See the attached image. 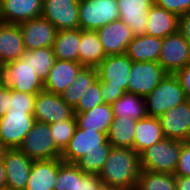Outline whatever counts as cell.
<instances>
[{"label":"cell","mask_w":190,"mask_h":190,"mask_svg":"<svg viewBox=\"0 0 190 190\" xmlns=\"http://www.w3.org/2000/svg\"><path fill=\"white\" fill-rule=\"evenodd\" d=\"M33 162L18 148L6 149L3 156L6 187L11 190H25Z\"/></svg>","instance_id":"cell-15"},{"label":"cell","mask_w":190,"mask_h":190,"mask_svg":"<svg viewBox=\"0 0 190 190\" xmlns=\"http://www.w3.org/2000/svg\"><path fill=\"white\" fill-rule=\"evenodd\" d=\"M136 124L133 118H114L107 140L113 147L133 149Z\"/></svg>","instance_id":"cell-30"},{"label":"cell","mask_w":190,"mask_h":190,"mask_svg":"<svg viewBox=\"0 0 190 190\" xmlns=\"http://www.w3.org/2000/svg\"><path fill=\"white\" fill-rule=\"evenodd\" d=\"M185 100L187 97L178 78L168 73L157 87L144 97L147 116L160 117Z\"/></svg>","instance_id":"cell-3"},{"label":"cell","mask_w":190,"mask_h":190,"mask_svg":"<svg viewBox=\"0 0 190 190\" xmlns=\"http://www.w3.org/2000/svg\"><path fill=\"white\" fill-rule=\"evenodd\" d=\"M140 172V155L134 149L112 147L99 176L104 187L135 190Z\"/></svg>","instance_id":"cell-1"},{"label":"cell","mask_w":190,"mask_h":190,"mask_svg":"<svg viewBox=\"0 0 190 190\" xmlns=\"http://www.w3.org/2000/svg\"><path fill=\"white\" fill-rule=\"evenodd\" d=\"M181 147L182 141L164 138L140 154L141 170L174 174Z\"/></svg>","instance_id":"cell-2"},{"label":"cell","mask_w":190,"mask_h":190,"mask_svg":"<svg viewBox=\"0 0 190 190\" xmlns=\"http://www.w3.org/2000/svg\"><path fill=\"white\" fill-rule=\"evenodd\" d=\"M34 113L7 112L0 118V141L7 149L18 148L36 122Z\"/></svg>","instance_id":"cell-9"},{"label":"cell","mask_w":190,"mask_h":190,"mask_svg":"<svg viewBox=\"0 0 190 190\" xmlns=\"http://www.w3.org/2000/svg\"><path fill=\"white\" fill-rule=\"evenodd\" d=\"M159 119L165 138L185 142L190 135V99L167 110Z\"/></svg>","instance_id":"cell-17"},{"label":"cell","mask_w":190,"mask_h":190,"mask_svg":"<svg viewBox=\"0 0 190 190\" xmlns=\"http://www.w3.org/2000/svg\"><path fill=\"white\" fill-rule=\"evenodd\" d=\"M106 57L96 31L81 29L79 63L85 67L96 68Z\"/></svg>","instance_id":"cell-28"},{"label":"cell","mask_w":190,"mask_h":190,"mask_svg":"<svg viewBox=\"0 0 190 190\" xmlns=\"http://www.w3.org/2000/svg\"><path fill=\"white\" fill-rule=\"evenodd\" d=\"M132 63L126 54L107 56L96 67L101 87L120 88L128 92Z\"/></svg>","instance_id":"cell-10"},{"label":"cell","mask_w":190,"mask_h":190,"mask_svg":"<svg viewBox=\"0 0 190 190\" xmlns=\"http://www.w3.org/2000/svg\"><path fill=\"white\" fill-rule=\"evenodd\" d=\"M164 138L159 117L146 116L137 120L133 149L140 155Z\"/></svg>","instance_id":"cell-26"},{"label":"cell","mask_w":190,"mask_h":190,"mask_svg":"<svg viewBox=\"0 0 190 190\" xmlns=\"http://www.w3.org/2000/svg\"><path fill=\"white\" fill-rule=\"evenodd\" d=\"M176 190H190V177L176 176Z\"/></svg>","instance_id":"cell-45"},{"label":"cell","mask_w":190,"mask_h":190,"mask_svg":"<svg viewBox=\"0 0 190 190\" xmlns=\"http://www.w3.org/2000/svg\"><path fill=\"white\" fill-rule=\"evenodd\" d=\"M54 138L56 148L62 153L72 138L76 128L77 121L75 116L61 122L49 124Z\"/></svg>","instance_id":"cell-35"},{"label":"cell","mask_w":190,"mask_h":190,"mask_svg":"<svg viewBox=\"0 0 190 190\" xmlns=\"http://www.w3.org/2000/svg\"><path fill=\"white\" fill-rule=\"evenodd\" d=\"M106 56L125 54L134 35L122 20L110 22L96 30Z\"/></svg>","instance_id":"cell-18"},{"label":"cell","mask_w":190,"mask_h":190,"mask_svg":"<svg viewBox=\"0 0 190 190\" xmlns=\"http://www.w3.org/2000/svg\"><path fill=\"white\" fill-rule=\"evenodd\" d=\"M25 50L53 47L58 29L47 19L39 17L18 24Z\"/></svg>","instance_id":"cell-16"},{"label":"cell","mask_w":190,"mask_h":190,"mask_svg":"<svg viewBox=\"0 0 190 190\" xmlns=\"http://www.w3.org/2000/svg\"><path fill=\"white\" fill-rule=\"evenodd\" d=\"M167 72L156 61H133L128 83V93L145 97L167 76Z\"/></svg>","instance_id":"cell-8"},{"label":"cell","mask_w":190,"mask_h":190,"mask_svg":"<svg viewBox=\"0 0 190 190\" xmlns=\"http://www.w3.org/2000/svg\"><path fill=\"white\" fill-rule=\"evenodd\" d=\"M83 67L79 62L56 59L44 81V90L61 95L76 80Z\"/></svg>","instance_id":"cell-21"},{"label":"cell","mask_w":190,"mask_h":190,"mask_svg":"<svg viewBox=\"0 0 190 190\" xmlns=\"http://www.w3.org/2000/svg\"><path fill=\"white\" fill-rule=\"evenodd\" d=\"M74 116L78 128L106 134L114 120L112 105L106 103L82 113H74Z\"/></svg>","instance_id":"cell-25"},{"label":"cell","mask_w":190,"mask_h":190,"mask_svg":"<svg viewBox=\"0 0 190 190\" xmlns=\"http://www.w3.org/2000/svg\"><path fill=\"white\" fill-rule=\"evenodd\" d=\"M114 118L142 119L147 116L144 97L125 92L112 104Z\"/></svg>","instance_id":"cell-33"},{"label":"cell","mask_w":190,"mask_h":190,"mask_svg":"<svg viewBox=\"0 0 190 190\" xmlns=\"http://www.w3.org/2000/svg\"><path fill=\"white\" fill-rule=\"evenodd\" d=\"M7 148L2 144V142L0 141V161L3 160V156H4V152Z\"/></svg>","instance_id":"cell-47"},{"label":"cell","mask_w":190,"mask_h":190,"mask_svg":"<svg viewBox=\"0 0 190 190\" xmlns=\"http://www.w3.org/2000/svg\"><path fill=\"white\" fill-rule=\"evenodd\" d=\"M125 92L120 88L101 87V94L103 102L106 104H113L123 96Z\"/></svg>","instance_id":"cell-42"},{"label":"cell","mask_w":190,"mask_h":190,"mask_svg":"<svg viewBox=\"0 0 190 190\" xmlns=\"http://www.w3.org/2000/svg\"><path fill=\"white\" fill-rule=\"evenodd\" d=\"M174 75L178 78L187 99H190V64L177 70Z\"/></svg>","instance_id":"cell-41"},{"label":"cell","mask_w":190,"mask_h":190,"mask_svg":"<svg viewBox=\"0 0 190 190\" xmlns=\"http://www.w3.org/2000/svg\"><path fill=\"white\" fill-rule=\"evenodd\" d=\"M162 42V38L147 34L134 36L128 44L125 54L135 62H158Z\"/></svg>","instance_id":"cell-27"},{"label":"cell","mask_w":190,"mask_h":190,"mask_svg":"<svg viewBox=\"0 0 190 190\" xmlns=\"http://www.w3.org/2000/svg\"><path fill=\"white\" fill-rule=\"evenodd\" d=\"M101 94V83L97 79L83 94L78 105L74 108V113H82L103 104Z\"/></svg>","instance_id":"cell-37"},{"label":"cell","mask_w":190,"mask_h":190,"mask_svg":"<svg viewBox=\"0 0 190 190\" xmlns=\"http://www.w3.org/2000/svg\"><path fill=\"white\" fill-rule=\"evenodd\" d=\"M107 134L76 128L60 158L65 163L75 164L85 154L94 150L111 149Z\"/></svg>","instance_id":"cell-7"},{"label":"cell","mask_w":190,"mask_h":190,"mask_svg":"<svg viewBox=\"0 0 190 190\" xmlns=\"http://www.w3.org/2000/svg\"><path fill=\"white\" fill-rule=\"evenodd\" d=\"M11 88L0 83V118L10 109Z\"/></svg>","instance_id":"cell-43"},{"label":"cell","mask_w":190,"mask_h":190,"mask_svg":"<svg viewBox=\"0 0 190 190\" xmlns=\"http://www.w3.org/2000/svg\"><path fill=\"white\" fill-rule=\"evenodd\" d=\"M0 83L12 90L37 95L44 90V82L21 59L0 67Z\"/></svg>","instance_id":"cell-4"},{"label":"cell","mask_w":190,"mask_h":190,"mask_svg":"<svg viewBox=\"0 0 190 190\" xmlns=\"http://www.w3.org/2000/svg\"><path fill=\"white\" fill-rule=\"evenodd\" d=\"M44 0H0V22L19 24L41 17Z\"/></svg>","instance_id":"cell-19"},{"label":"cell","mask_w":190,"mask_h":190,"mask_svg":"<svg viewBox=\"0 0 190 190\" xmlns=\"http://www.w3.org/2000/svg\"><path fill=\"white\" fill-rule=\"evenodd\" d=\"M174 175L190 177V145L183 141Z\"/></svg>","instance_id":"cell-40"},{"label":"cell","mask_w":190,"mask_h":190,"mask_svg":"<svg viewBox=\"0 0 190 190\" xmlns=\"http://www.w3.org/2000/svg\"><path fill=\"white\" fill-rule=\"evenodd\" d=\"M80 43V28L58 31L53 45L56 59L79 62Z\"/></svg>","instance_id":"cell-29"},{"label":"cell","mask_w":190,"mask_h":190,"mask_svg":"<svg viewBox=\"0 0 190 190\" xmlns=\"http://www.w3.org/2000/svg\"><path fill=\"white\" fill-rule=\"evenodd\" d=\"M41 17L58 31L79 29V0H44Z\"/></svg>","instance_id":"cell-13"},{"label":"cell","mask_w":190,"mask_h":190,"mask_svg":"<svg viewBox=\"0 0 190 190\" xmlns=\"http://www.w3.org/2000/svg\"><path fill=\"white\" fill-rule=\"evenodd\" d=\"M111 149L94 150L85 154L75 164L88 174H99L108 158Z\"/></svg>","instance_id":"cell-36"},{"label":"cell","mask_w":190,"mask_h":190,"mask_svg":"<svg viewBox=\"0 0 190 190\" xmlns=\"http://www.w3.org/2000/svg\"><path fill=\"white\" fill-rule=\"evenodd\" d=\"M6 187V172L3 160L0 161V189Z\"/></svg>","instance_id":"cell-46"},{"label":"cell","mask_w":190,"mask_h":190,"mask_svg":"<svg viewBox=\"0 0 190 190\" xmlns=\"http://www.w3.org/2000/svg\"><path fill=\"white\" fill-rule=\"evenodd\" d=\"M179 30V16L154 4L148 11L146 34L164 39Z\"/></svg>","instance_id":"cell-24"},{"label":"cell","mask_w":190,"mask_h":190,"mask_svg":"<svg viewBox=\"0 0 190 190\" xmlns=\"http://www.w3.org/2000/svg\"><path fill=\"white\" fill-rule=\"evenodd\" d=\"M25 51L19 25L0 22V67L21 59Z\"/></svg>","instance_id":"cell-23"},{"label":"cell","mask_w":190,"mask_h":190,"mask_svg":"<svg viewBox=\"0 0 190 190\" xmlns=\"http://www.w3.org/2000/svg\"><path fill=\"white\" fill-rule=\"evenodd\" d=\"M35 98L36 95L11 89L10 109L8 112L24 111L25 113H34Z\"/></svg>","instance_id":"cell-38"},{"label":"cell","mask_w":190,"mask_h":190,"mask_svg":"<svg viewBox=\"0 0 190 190\" xmlns=\"http://www.w3.org/2000/svg\"><path fill=\"white\" fill-rule=\"evenodd\" d=\"M158 63L169 74L190 64V44L179 30L163 39Z\"/></svg>","instance_id":"cell-11"},{"label":"cell","mask_w":190,"mask_h":190,"mask_svg":"<svg viewBox=\"0 0 190 190\" xmlns=\"http://www.w3.org/2000/svg\"><path fill=\"white\" fill-rule=\"evenodd\" d=\"M119 18L117 0H79V24L82 30L96 31Z\"/></svg>","instance_id":"cell-5"},{"label":"cell","mask_w":190,"mask_h":190,"mask_svg":"<svg viewBox=\"0 0 190 190\" xmlns=\"http://www.w3.org/2000/svg\"><path fill=\"white\" fill-rule=\"evenodd\" d=\"M179 31L190 44V11L179 16Z\"/></svg>","instance_id":"cell-44"},{"label":"cell","mask_w":190,"mask_h":190,"mask_svg":"<svg viewBox=\"0 0 190 190\" xmlns=\"http://www.w3.org/2000/svg\"><path fill=\"white\" fill-rule=\"evenodd\" d=\"M135 190H176V176L141 170Z\"/></svg>","instance_id":"cell-34"},{"label":"cell","mask_w":190,"mask_h":190,"mask_svg":"<svg viewBox=\"0 0 190 190\" xmlns=\"http://www.w3.org/2000/svg\"><path fill=\"white\" fill-rule=\"evenodd\" d=\"M99 174L84 173L76 164L63 162L58 169L54 190H102Z\"/></svg>","instance_id":"cell-14"},{"label":"cell","mask_w":190,"mask_h":190,"mask_svg":"<svg viewBox=\"0 0 190 190\" xmlns=\"http://www.w3.org/2000/svg\"><path fill=\"white\" fill-rule=\"evenodd\" d=\"M102 190H119V189H114V188H107V187H104Z\"/></svg>","instance_id":"cell-48"},{"label":"cell","mask_w":190,"mask_h":190,"mask_svg":"<svg viewBox=\"0 0 190 190\" xmlns=\"http://www.w3.org/2000/svg\"><path fill=\"white\" fill-rule=\"evenodd\" d=\"M0 190H11V189L5 187V188H1Z\"/></svg>","instance_id":"cell-50"},{"label":"cell","mask_w":190,"mask_h":190,"mask_svg":"<svg viewBox=\"0 0 190 190\" xmlns=\"http://www.w3.org/2000/svg\"><path fill=\"white\" fill-rule=\"evenodd\" d=\"M98 79L95 67H83L76 80L61 94L62 99L73 109L78 105L84 92Z\"/></svg>","instance_id":"cell-31"},{"label":"cell","mask_w":190,"mask_h":190,"mask_svg":"<svg viewBox=\"0 0 190 190\" xmlns=\"http://www.w3.org/2000/svg\"><path fill=\"white\" fill-rule=\"evenodd\" d=\"M18 149L32 160L57 159L61 156V152L56 148L49 124L37 121Z\"/></svg>","instance_id":"cell-6"},{"label":"cell","mask_w":190,"mask_h":190,"mask_svg":"<svg viewBox=\"0 0 190 190\" xmlns=\"http://www.w3.org/2000/svg\"><path fill=\"white\" fill-rule=\"evenodd\" d=\"M120 20L127 24L134 36L146 34L148 11L154 0H117Z\"/></svg>","instance_id":"cell-20"},{"label":"cell","mask_w":190,"mask_h":190,"mask_svg":"<svg viewBox=\"0 0 190 190\" xmlns=\"http://www.w3.org/2000/svg\"><path fill=\"white\" fill-rule=\"evenodd\" d=\"M33 115L37 122L53 124L72 118L74 109L62 99L60 94L42 90L36 95Z\"/></svg>","instance_id":"cell-12"},{"label":"cell","mask_w":190,"mask_h":190,"mask_svg":"<svg viewBox=\"0 0 190 190\" xmlns=\"http://www.w3.org/2000/svg\"><path fill=\"white\" fill-rule=\"evenodd\" d=\"M185 142L190 145V135L188 136V138Z\"/></svg>","instance_id":"cell-49"},{"label":"cell","mask_w":190,"mask_h":190,"mask_svg":"<svg viewBox=\"0 0 190 190\" xmlns=\"http://www.w3.org/2000/svg\"><path fill=\"white\" fill-rule=\"evenodd\" d=\"M61 158L34 160L25 190H54Z\"/></svg>","instance_id":"cell-22"},{"label":"cell","mask_w":190,"mask_h":190,"mask_svg":"<svg viewBox=\"0 0 190 190\" xmlns=\"http://www.w3.org/2000/svg\"><path fill=\"white\" fill-rule=\"evenodd\" d=\"M21 60L28 64L44 82L56 61V57L53 47H45L30 51L26 50L21 56Z\"/></svg>","instance_id":"cell-32"},{"label":"cell","mask_w":190,"mask_h":190,"mask_svg":"<svg viewBox=\"0 0 190 190\" xmlns=\"http://www.w3.org/2000/svg\"><path fill=\"white\" fill-rule=\"evenodd\" d=\"M155 4L178 16L190 11V0H154Z\"/></svg>","instance_id":"cell-39"}]
</instances>
